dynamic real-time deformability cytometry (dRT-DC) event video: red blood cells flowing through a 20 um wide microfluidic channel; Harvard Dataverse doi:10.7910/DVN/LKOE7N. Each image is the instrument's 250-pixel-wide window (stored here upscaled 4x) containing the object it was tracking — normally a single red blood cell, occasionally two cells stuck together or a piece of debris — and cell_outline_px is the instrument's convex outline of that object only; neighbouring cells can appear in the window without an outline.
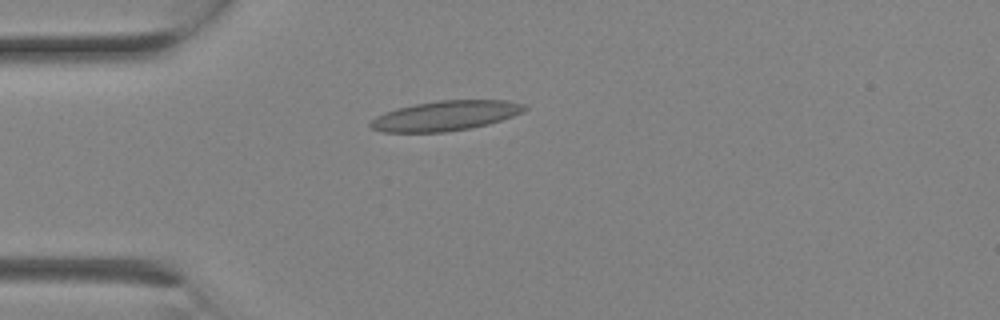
{"species": "Egyptian fruit bat (a non-hibernating species)", "species_latin": "Rousettus aegyptiacus", "temperature_condition": "room temperature", "stored_images_in_passage": 2, "camera_frame_rate_fps": 3000, "um_per_image_px": 0.085, "animal": {"sex": "female"}, "frame": {"image": 1, "passage_image": 2, "time_ms": 0.333, "image_size_px": [1000, 320], "cell_outline_px": [[528, 108], [524, 112], [488, 124], [472, 128], [444, 132], [384, 132], [372, 128], [368, 124], [376, 116], [396, 108], [416, 104], [440, 100], [504, 100], [524, 104]], "centroid_in_image_um": [37.88, 9.84], "position_along_channel_um": 47.1, "area_um2": 26.7}}